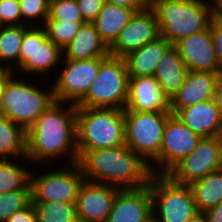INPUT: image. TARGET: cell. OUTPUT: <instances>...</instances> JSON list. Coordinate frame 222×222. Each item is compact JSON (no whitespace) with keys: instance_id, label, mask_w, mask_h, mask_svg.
<instances>
[{"instance_id":"4dcf8cb0","label":"cell","mask_w":222,"mask_h":222,"mask_svg":"<svg viewBox=\"0 0 222 222\" xmlns=\"http://www.w3.org/2000/svg\"><path fill=\"white\" fill-rule=\"evenodd\" d=\"M31 202V190L0 194V222H6L15 212L24 209Z\"/></svg>"},{"instance_id":"8fae6325","label":"cell","mask_w":222,"mask_h":222,"mask_svg":"<svg viewBox=\"0 0 222 222\" xmlns=\"http://www.w3.org/2000/svg\"><path fill=\"white\" fill-rule=\"evenodd\" d=\"M222 169V136L202 137L196 148L167 175L175 182L190 185Z\"/></svg>"},{"instance_id":"f6af8a7d","label":"cell","mask_w":222,"mask_h":222,"mask_svg":"<svg viewBox=\"0 0 222 222\" xmlns=\"http://www.w3.org/2000/svg\"><path fill=\"white\" fill-rule=\"evenodd\" d=\"M7 68L0 62V75L6 70Z\"/></svg>"},{"instance_id":"9c48e42d","label":"cell","mask_w":222,"mask_h":222,"mask_svg":"<svg viewBox=\"0 0 222 222\" xmlns=\"http://www.w3.org/2000/svg\"><path fill=\"white\" fill-rule=\"evenodd\" d=\"M24 25V38L19 54V69L23 74L45 75L52 73L62 62L63 51L47 38L43 26Z\"/></svg>"},{"instance_id":"cb8c5ba5","label":"cell","mask_w":222,"mask_h":222,"mask_svg":"<svg viewBox=\"0 0 222 222\" xmlns=\"http://www.w3.org/2000/svg\"><path fill=\"white\" fill-rule=\"evenodd\" d=\"M135 12L132 8L105 2L92 24L109 47Z\"/></svg>"},{"instance_id":"4fadbf2b","label":"cell","mask_w":222,"mask_h":222,"mask_svg":"<svg viewBox=\"0 0 222 222\" xmlns=\"http://www.w3.org/2000/svg\"><path fill=\"white\" fill-rule=\"evenodd\" d=\"M201 138L172 114L164 127L160 154L154 161L157 165L151 166L153 174H167L196 148Z\"/></svg>"},{"instance_id":"7402d4cb","label":"cell","mask_w":222,"mask_h":222,"mask_svg":"<svg viewBox=\"0 0 222 222\" xmlns=\"http://www.w3.org/2000/svg\"><path fill=\"white\" fill-rule=\"evenodd\" d=\"M63 59L85 60L108 57L109 47L92 23H83L75 38L62 50Z\"/></svg>"},{"instance_id":"9a60e30c","label":"cell","mask_w":222,"mask_h":222,"mask_svg":"<svg viewBox=\"0 0 222 222\" xmlns=\"http://www.w3.org/2000/svg\"><path fill=\"white\" fill-rule=\"evenodd\" d=\"M121 189L84 180L76 198L78 222H106Z\"/></svg>"},{"instance_id":"30bf717a","label":"cell","mask_w":222,"mask_h":222,"mask_svg":"<svg viewBox=\"0 0 222 222\" xmlns=\"http://www.w3.org/2000/svg\"><path fill=\"white\" fill-rule=\"evenodd\" d=\"M69 166V170L61 166V170L50 171L49 169L39 176L31 173L32 202L76 203L79 188L85 179L78 162L69 164L67 167Z\"/></svg>"},{"instance_id":"f546056e","label":"cell","mask_w":222,"mask_h":222,"mask_svg":"<svg viewBox=\"0 0 222 222\" xmlns=\"http://www.w3.org/2000/svg\"><path fill=\"white\" fill-rule=\"evenodd\" d=\"M64 20H46L43 27L47 38L63 50L76 36L82 24Z\"/></svg>"},{"instance_id":"ab89813d","label":"cell","mask_w":222,"mask_h":222,"mask_svg":"<svg viewBox=\"0 0 222 222\" xmlns=\"http://www.w3.org/2000/svg\"><path fill=\"white\" fill-rule=\"evenodd\" d=\"M16 71H12L10 69H6L1 75H0V101L4 93V89L7 85L8 80L15 74Z\"/></svg>"},{"instance_id":"6da1fadb","label":"cell","mask_w":222,"mask_h":222,"mask_svg":"<svg viewBox=\"0 0 222 222\" xmlns=\"http://www.w3.org/2000/svg\"><path fill=\"white\" fill-rule=\"evenodd\" d=\"M26 134L28 162L46 163L64 155H69L68 165L78 162L76 104L55 101Z\"/></svg>"},{"instance_id":"8d00e7d4","label":"cell","mask_w":222,"mask_h":222,"mask_svg":"<svg viewBox=\"0 0 222 222\" xmlns=\"http://www.w3.org/2000/svg\"><path fill=\"white\" fill-rule=\"evenodd\" d=\"M6 222H38L34 204L31 202L24 209L15 212Z\"/></svg>"},{"instance_id":"ee69618b","label":"cell","mask_w":222,"mask_h":222,"mask_svg":"<svg viewBox=\"0 0 222 222\" xmlns=\"http://www.w3.org/2000/svg\"><path fill=\"white\" fill-rule=\"evenodd\" d=\"M168 1H181V0H146L147 8L152 9L155 5L168 2Z\"/></svg>"},{"instance_id":"52a82bcc","label":"cell","mask_w":222,"mask_h":222,"mask_svg":"<svg viewBox=\"0 0 222 222\" xmlns=\"http://www.w3.org/2000/svg\"><path fill=\"white\" fill-rule=\"evenodd\" d=\"M149 187L156 222H188L199 213L190 185L177 183L167 174H153Z\"/></svg>"},{"instance_id":"ffe728a7","label":"cell","mask_w":222,"mask_h":222,"mask_svg":"<svg viewBox=\"0 0 222 222\" xmlns=\"http://www.w3.org/2000/svg\"><path fill=\"white\" fill-rule=\"evenodd\" d=\"M219 75L215 72L188 71L184 84L170 100V110H181L214 99Z\"/></svg>"},{"instance_id":"603a6c76","label":"cell","mask_w":222,"mask_h":222,"mask_svg":"<svg viewBox=\"0 0 222 222\" xmlns=\"http://www.w3.org/2000/svg\"><path fill=\"white\" fill-rule=\"evenodd\" d=\"M188 71L180 53L174 46L158 61L154 77L169 100L184 84Z\"/></svg>"},{"instance_id":"2e32d148","label":"cell","mask_w":222,"mask_h":222,"mask_svg":"<svg viewBox=\"0 0 222 222\" xmlns=\"http://www.w3.org/2000/svg\"><path fill=\"white\" fill-rule=\"evenodd\" d=\"M189 71H205L220 74L210 26L191 34L173 45Z\"/></svg>"},{"instance_id":"484cf974","label":"cell","mask_w":222,"mask_h":222,"mask_svg":"<svg viewBox=\"0 0 222 222\" xmlns=\"http://www.w3.org/2000/svg\"><path fill=\"white\" fill-rule=\"evenodd\" d=\"M198 212H206L222 201V169L190 184Z\"/></svg>"},{"instance_id":"d590c367","label":"cell","mask_w":222,"mask_h":222,"mask_svg":"<svg viewBox=\"0 0 222 222\" xmlns=\"http://www.w3.org/2000/svg\"><path fill=\"white\" fill-rule=\"evenodd\" d=\"M77 3L84 21L92 23L102 9L105 0H77Z\"/></svg>"},{"instance_id":"e0dca14e","label":"cell","mask_w":222,"mask_h":222,"mask_svg":"<svg viewBox=\"0 0 222 222\" xmlns=\"http://www.w3.org/2000/svg\"><path fill=\"white\" fill-rule=\"evenodd\" d=\"M153 219V202L150 187L121 189L106 222H150Z\"/></svg>"},{"instance_id":"f1b7e54d","label":"cell","mask_w":222,"mask_h":222,"mask_svg":"<svg viewBox=\"0 0 222 222\" xmlns=\"http://www.w3.org/2000/svg\"><path fill=\"white\" fill-rule=\"evenodd\" d=\"M38 222H78L75 203L62 201L32 202Z\"/></svg>"},{"instance_id":"8992f818","label":"cell","mask_w":222,"mask_h":222,"mask_svg":"<svg viewBox=\"0 0 222 222\" xmlns=\"http://www.w3.org/2000/svg\"><path fill=\"white\" fill-rule=\"evenodd\" d=\"M129 75L124 58L105 57L96 79L77 107L125 109Z\"/></svg>"},{"instance_id":"74e56055","label":"cell","mask_w":222,"mask_h":222,"mask_svg":"<svg viewBox=\"0 0 222 222\" xmlns=\"http://www.w3.org/2000/svg\"><path fill=\"white\" fill-rule=\"evenodd\" d=\"M105 2L113 3L126 8H132L136 12L147 8L146 0H105Z\"/></svg>"},{"instance_id":"ac0fdd59","label":"cell","mask_w":222,"mask_h":222,"mask_svg":"<svg viewBox=\"0 0 222 222\" xmlns=\"http://www.w3.org/2000/svg\"><path fill=\"white\" fill-rule=\"evenodd\" d=\"M124 110L170 111V100L164 95L154 76L130 77Z\"/></svg>"},{"instance_id":"60d3db41","label":"cell","mask_w":222,"mask_h":222,"mask_svg":"<svg viewBox=\"0 0 222 222\" xmlns=\"http://www.w3.org/2000/svg\"><path fill=\"white\" fill-rule=\"evenodd\" d=\"M214 100L222 112V73H220L216 84Z\"/></svg>"},{"instance_id":"277c9868","label":"cell","mask_w":222,"mask_h":222,"mask_svg":"<svg viewBox=\"0 0 222 222\" xmlns=\"http://www.w3.org/2000/svg\"><path fill=\"white\" fill-rule=\"evenodd\" d=\"M152 10L157 18L160 36L173 45L208 28L217 13L204 0L168 1L155 5Z\"/></svg>"},{"instance_id":"3957f363","label":"cell","mask_w":222,"mask_h":222,"mask_svg":"<svg viewBox=\"0 0 222 222\" xmlns=\"http://www.w3.org/2000/svg\"><path fill=\"white\" fill-rule=\"evenodd\" d=\"M125 144V110L77 107V149L89 151Z\"/></svg>"},{"instance_id":"f35d334b","label":"cell","mask_w":222,"mask_h":222,"mask_svg":"<svg viewBox=\"0 0 222 222\" xmlns=\"http://www.w3.org/2000/svg\"><path fill=\"white\" fill-rule=\"evenodd\" d=\"M204 214L208 222H222V201Z\"/></svg>"},{"instance_id":"5b68a950","label":"cell","mask_w":222,"mask_h":222,"mask_svg":"<svg viewBox=\"0 0 222 222\" xmlns=\"http://www.w3.org/2000/svg\"><path fill=\"white\" fill-rule=\"evenodd\" d=\"M16 73L8 80L0 101V115L27 131L36 119L56 100L53 88L44 91L39 87L15 78Z\"/></svg>"},{"instance_id":"d4e9b609","label":"cell","mask_w":222,"mask_h":222,"mask_svg":"<svg viewBox=\"0 0 222 222\" xmlns=\"http://www.w3.org/2000/svg\"><path fill=\"white\" fill-rule=\"evenodd\" d=\"M26 131L6 116L0 115V159H27ZM22 157V158H21Z\"/></svg>"},{"instance_id":"b9f144b4","label":"cell","mask_w":222,"mask_h":222,"mask_svg":"<svg viewBox=\"0 0 222 222\" xmlns=\"http://www.w3.org/2000/svg\"><path fill=\"white\" fill-rule=\"evenodd\" d=\"M205 2L209 4L217 13H220L222 11V0H205Z\"/></svg>"},{"instance_id":"4316f807","label":"cell","mask_w":222,"mask_h":222,"mask_svg":"<svg viewBox=\"0 0 222 222\" xmlns=\"http://www.w3.org/2000/svg\"><path fill=\"white\" fill-rule=\"evenodd\" d=\"M12 159H0V194L31 190V173ZM16 162V163H15Z\"/></svg>"},{"instance_id":"e575fe53","label":"cell","mask_w":222,"mask_h":222,"mask_svg":"<svg viewBox=\"0 0 222 222\" xmlns=\"http://www.w3.org/2000/svg\"><path fill=\"white\" fill-rule=\"evenodd\" d=\"M211 34L215 46L217 61L222 73V14L216 13L210 22Z\"/></svg>"},{"instance_id":"ba28073f","label":"cell","mask_w":222,"mask_h":222,"mask_svg":"<svg viewBox=\"0 0 222 222\" xmlns=\"http://www.w3.org/2000/svg\"><path fill=\"white\" fill-rule=\"evenodd\" d=\"M171 115L170 111L125 110V145L150 165L155 164L152 162L160 154L164 127Z\"/></svg>"},{"instance_id":"5bb4252c","label":"cell","mask_w":222,"mask_h":222,"mask_svg":"<svg viewBox=\"0 0 222 222\" xmlns=\"http://www.w3.org/2000/svg\"><path fill=\"white\" fill-rule=\"evenodd\" d=\"M160 36L155 12L150 8L135 12L128 24L109 46L111 56L124 58Z\"/></svg>"},{"instance_id":"d6986e66","label":"cell","mask_w":222,"mask_h":222,"mask_svg":"<svg viewBox=\"0 0 222 222\" xmlns=\"http://www.w3.org/2000/svg\"><path fill=\"white\" fill-rule=\"evenodd\" d=\"M170 112L201 137L222 136V112L214 99Z\"/></svg>"},{"instance_id":"d6a6232c","label":"cell","mask_w":222,"mask_h":222,"mask_svg":"<svg viewBox=\"0 0 222 222\" xmlns=\"http://www.w3.org/2000/svg\"><path fill=\"white\" fill-rule=\"evenodd\" d=\"M46 20L85 22L77 0H50L49 17Z\"/></svg>"},{"instance_id":"83f0119b","label":"cell","mask_w":222,"mask_h":222,"mask_svg":"<svg viewBox=\"0 0 222 222\" xmlns=\"http://www.w3.org/2000/svg\"><path fill=\"white\" fill-rule=\"evenodd\" d=\"M23 38L24 25L0 26V62L7 69L14 71L13 64L15 63L19 68V54Z\"/></svg>"},{"instance_id":"836d02e7","label":"cell","mask_w":222,"mask_h":222,"mask_svg":"<svg viewBox=\"0 0 222 222\" xmlns=\"http://www.w3.org/2000/svg\"><path fill=\"white\" fill-rule=\"evenodd\" d=\"M22 25L19 0H0V26Z\"/></svg>"},{"instance_id":"7a4b0ae2","label":"cell","mask_w":222,"mask_h":222,"mask_svg":"<svg viewBox=\"0 0 222 222\" xmlns=\"http://www.w3.org/2000/svg\"><path fill=\"white\" fill-rule=\"evenodd\" d=\"M78 164L84 179L120 189H140L150 184L151 165L127 145L78 151Z\"/></svg>"},{"instance_id":"44dd1931","label":"cell","mask_w":222,"mask_h":222,"mask_svg":"<svg viewBox=\"0 0 222 222\" xmlns=\"http://www.w3.org/2000/svg\"><path fill=\"white\" fill-rule=\"evenodd\" d=\"M173 46L167 39L159 36L140 49L130 52L124 57L130 77L154 76L158 61Z\"/></svg>"},{"instance_id":"7bdbcfd3","label":"cell","mask_w":222,"mask_h":222,"mask_svg":"<svg viewBox=\"0 0 222 222\" xmlns=\"http://www.w3.org/2000/svg\"><path fill=\"white\" fill-rule=\"evenodd\" d=\"M188 222H208L204 213L199 212L192 217Z\"/></svg>"},{"instance_id":"1f68e13d","label":"cell","mask_w":222,"mask_h":222,"mask_svg":"<svg viewBox=\"0 0 222 222\" xmlns=\"http://www.w3.org/2000/svg\"><path fill=\"white\" fill-rule=\"evenodd\" d=\"M19 5L22 14V25H26L27 22L28 26H35L33 23L35 20L36 22L39 20L37 22L39 23L38 26H43L49 17L50 0H19Z\"/></svg>"},{"instance_id":"7c38bea8","label":"cell","mask_w":222,"mask_h":222,"mask_svg":"<svg viewBox=\"0 0 222 222\" xmlns=\"http://www.w3.org/2000/svg\"><path fill=\"white\" fill-rule=\"evenodd\" d=\"M105 57L69 60L64 59L59 70V76L51 87L55 100L71 104H78L88 93L91 84L96 79L100 63Z\"/></svg>"}]
</instances>
